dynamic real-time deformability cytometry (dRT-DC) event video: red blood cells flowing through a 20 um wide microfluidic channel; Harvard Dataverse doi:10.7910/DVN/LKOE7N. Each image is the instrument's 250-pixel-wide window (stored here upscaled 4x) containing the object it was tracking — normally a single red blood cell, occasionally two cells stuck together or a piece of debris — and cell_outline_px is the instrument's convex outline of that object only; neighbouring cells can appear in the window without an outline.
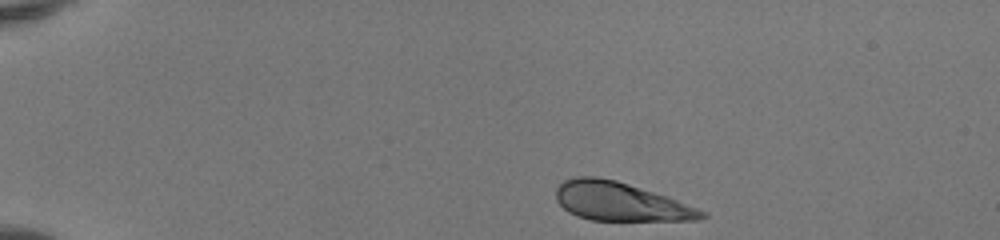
{"species": "human", "species_latin": "Homo sapiens", "temperature_condition": "room temperature", "stored_images_in_passage": 37, "camera_frame_rate_fps": 3000, "um_per_image_px": 0.085, "donor": {"sex": "female"}, "frame": {"image": 1, "passage_image": 1, "time_ms": 0.0, "image_size_px": [1000, 240], "cell_outline_px": [[708, 216], [696, 220], [592, 220], [576, 216], [568, 212], [556, 200], [556, 188], [564, 180], [576, 176], [596, 176], [616, 180], [668, 196], [708, 212]], "centroid_in_image_um": [52.73, 17.13], "position_along_channel_um": 32.3, "area_um2": 32.83}}
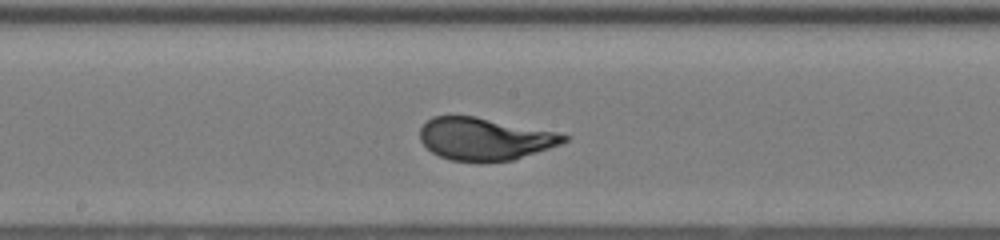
{"frame": {"image": 2, "passage_image": 20, "time_ms": 6.333, "image_size_px": [1000, 240], "cell_outline_px": [[572, 136], [568, 140], [560, 144], [512, 160], [488, 164], [476, 164], [452, 160], [440, 156], [432, 152], [420, 140], [420, 128], [432, 116], [476, 116], [556, 132]], "centroid_in_image_um": [41.19, 11.83], "position_along_channel_um": 207.0, "area_um2": 35.95}}
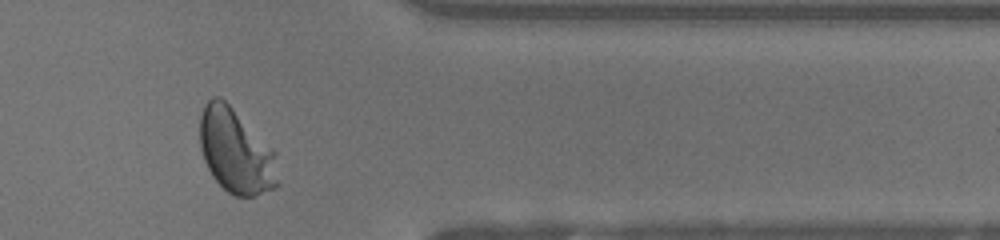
{"frame": {"image": 3, "passage_image": 34, "time_ms": 11.0, "image_size_px": [1000, 240], "cell_outline_px": [[280, 184], [276, 188], [252, 196], [236, 196], [228, 192], [212, 176], [204, 160], [200, 148], [200, 116], [204, 104], [212, 96], [220, 96], [276, 152]], "centroid_in_image_um": [20.06, 12.87], "position_along_channel_um": 391.3, "area_um2": 38.44}, "authors_computed_cell_mechanics": {"area_um2": 35.547, "velocity_mm_per_s": 4.1336, "shape_relaxation_time_tau1_ms": 2.8285, "shape_relaxation_time_tau2_ms": null, "deformation_change_tau1": 0.1847, "deformation_change_tau2": null}}